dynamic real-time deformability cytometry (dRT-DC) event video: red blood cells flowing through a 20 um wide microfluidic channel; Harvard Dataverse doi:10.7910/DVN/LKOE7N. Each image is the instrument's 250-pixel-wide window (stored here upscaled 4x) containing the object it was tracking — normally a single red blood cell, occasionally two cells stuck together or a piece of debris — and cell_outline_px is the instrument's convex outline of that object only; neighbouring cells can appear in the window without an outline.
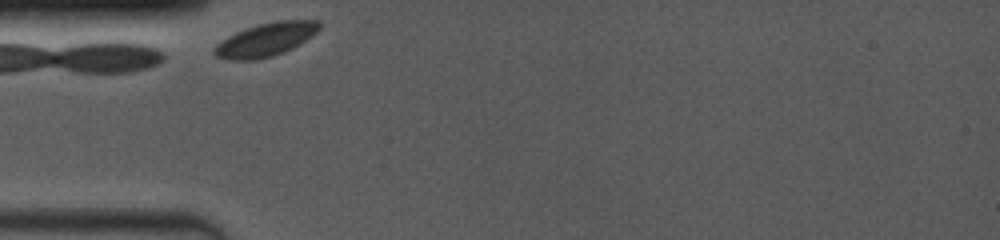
{"species": "common noctule bat (a hibernating species)", "species_latin": "Nyctalus noctula", "temperature_condition": "room temperature", "stored_images_in_passage": 7, "camera_frame_rate_fps": 4000, "um_per_image_px": 0.085, "animal": {"sex": "female", "body_mass_g": 19.0, "forearm_length_mm": 53.3}, "frame": {"image": 1, "passage_image": 1, "time_ms": 0.0, "image_size_px": [1000, 240], "cell_outline_px": [[320, 28], [316, 32], [292, 48], [284, 52], [272, 56], [256, 60], [228, 60], [216, 56], [212, 52], [212, 48], [216, 44], [228, 36], [236, 32], [260, 24], [276, 20], [320, 20]], "centroid_in_image_um": [22.55, 3.37], "position_along_channel_um": 62.4, "area_um2": 20.29}}
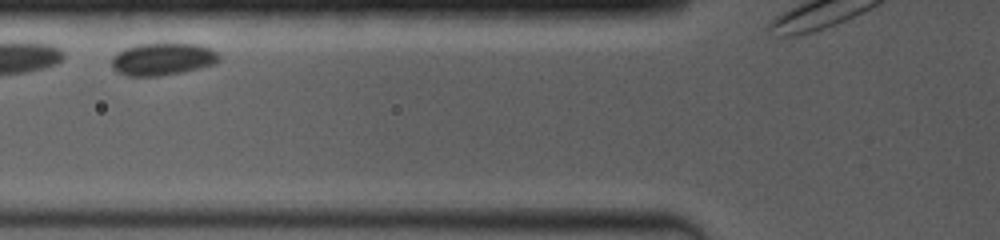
{"frame": {"image": 2, "passage_image": 4, "time_ms": 1.5, "image_size_px": [1000, 240], "cell_outline_px": [[220, 60], [212, 64], [200, 68], [184, 72], [160, 76], [128, 76], [116, 72], [112, 68], [112, 56], [116, 52], [124, 48], [136, 44], [196, 44], [208, 48], [216, 52], [220, 56]], "centroid_in_image_um": [13.77, 5.04], "position_along_channel_um": 112.0, "area_um2": 20.29}}